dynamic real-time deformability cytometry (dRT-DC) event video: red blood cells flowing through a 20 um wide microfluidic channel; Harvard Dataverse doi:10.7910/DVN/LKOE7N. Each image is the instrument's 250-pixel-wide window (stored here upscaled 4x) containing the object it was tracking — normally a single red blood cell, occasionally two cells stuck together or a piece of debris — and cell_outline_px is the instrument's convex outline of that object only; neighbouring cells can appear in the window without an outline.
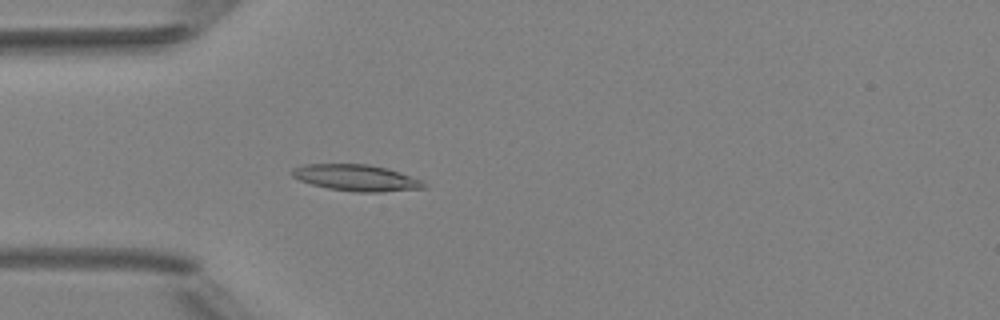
{"species": "Egyptian fruit bat (a non-hibernating species)", "species_latin": "Rousettus aegyptiacus", "temperature_condition": "room temperature", "stored_images_in_passage": 50, "camera_frame_rate_fps": 3000, "um_per_image_px": 0.085, "animal": {"sex": "female"}, "frame": {"image": 1, "passage_image": 15, "time_ms": 4.667, "image_size_px": [1000, 320], "cell_outline_px": [[428, 188], [380, 192], [356, 192], [328, 188], [312, 184], [300, 180], [292, 176], [288, 172], [292, 168], [304, 164], [368, 164], [388, 168], [420, 180], [428, 184]], "centroid_in_image_um": [30.27, 15.11], "position_along_channel_um": 54.7, "area_um2": 20.35}}
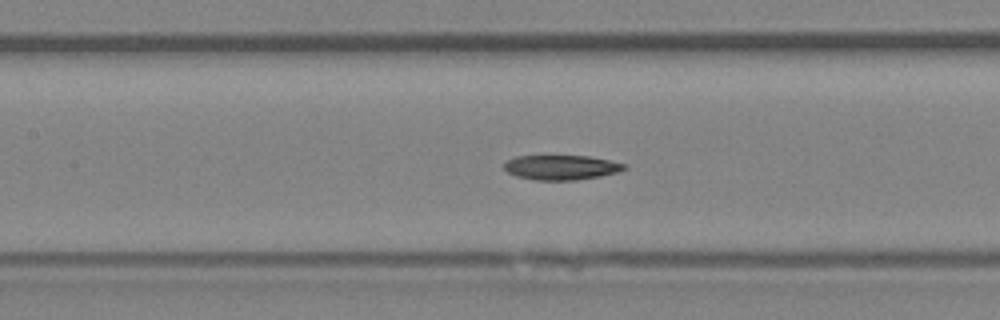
{"frame": {"image": 2, "passage_image": 23, "time_ms": 7.333, "image_size_px": [1000, 320], "cell_outline_px": [[628, 168], [620, 172], [600, 176], [576, 180], [532, 180], [516, 176], [508, 172], [504, 168], [504, 164], [508, 160], [516, 156], [588, 156], [628, 164]], "centroid_in_image_um": [47.75, 14.23], "position_along_channel_um": 159.7, "area_um2": 17.4}}
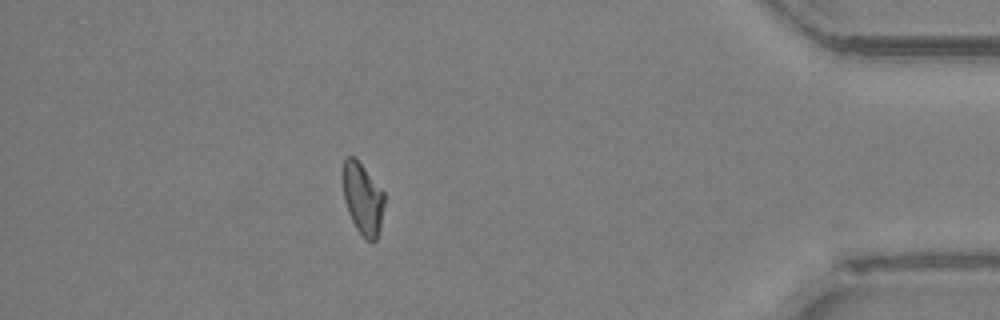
{"frame": {"image": 3, "passage_image": 44, "time_ms": 14.333, "image_size_px": [1000, 320], "cell_outline_px": [[384, 204], [380, 228], [376, 240], [368, 240], [356, 228], [348, 212], [344, 200], [340, 176], [340, 172], [344, 156], [352, 156], [364, 168], [384, 192]], "centroid_in_image_um": [30.77, 16.82], "position_along_channel_um": 404.4, "area_um2": 17.46}}